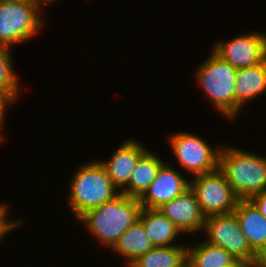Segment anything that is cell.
<instances>
[{"instance_id":"obj_15","label":"cell","mask_w":266,"mask_h":267,"mask_svg":"<svg viewBox=\"0 0 266 267\" xmlns=\"http://www.w3.org/2000/svg\"><path fill=\"white\" fill-rule=\"evenodd\" d=\"M164 163L157 154L147 150L137 161L128 184L120 193L139 199L157 177Z\"/></svg>"},{"instance_id":"obj_7","label":"cell","mask_w":266,"mask_h":267,"mask_svg":"<svg viewBox=\"0 0 266 267\" xmlns=\"http://www.w3.org/2000/svg\"><path fill=\"white\" fill-rule=\"evenodd\" d=\"M203 230L207 232V242L255 266L258 254L251 248L234 212L206 217Z\"/></svg>"},{"instance_id":"obj_14","label":"cell","mask_w":266,"mask_h":267,"mask_svg":"<svg viewBox=\"0 0 266 267\" xmlns=\"http://www.w3.org/2000/svg\"><path fill=\"white\" fill-rule=\"evenodd\" d=\"M266 92V59L255 66L237 69L235 80V118L243 105Z\"/></svg>"},{"instance_id":"obj_9","label":"cell","mask_w":266,"mask_h":267,"mask_svg":"<svg viewBox=\"0 0 266 267\" xmlns=\"http://www.w3.org/2000/svg\"><path fill=\"white\" fill-rule=\"evenodd\" d=\"M218 41L213 51L233 68L258 65L266 59V34L252 32L225 42Z\"/></svg>"},{"instance_id":"obj_21","label":"cell","mask_w":266,"mask_h":267,"mask_svg":"<svg viewBox=\"0 0 266 267\" xmlns=\"http://www.w3.org/2000/svg\"><path fill=\"white\" fill-rule=\"evenodd\" d=\"M16 100L3 88L0 87V129L4 126L5 110L7 105L13 104Z\"/></svg>"},{"instance_id":"obj_12","label":"cell","mask_w":266,"mask_h":267,"mask_svg":"<svg viewBox=\"0 0 266 267\" xmlns=\"http://www.w3.org/2000/svg\"><path fill=\"white\" fill-rule=\"evenodd\" d=\"M143 144L135 140H127L116 149L107 161H100L106 169L112 183L118 188H124L132 175L139 158L146 152Z\"/></svg>"},{"instance_id":"obj_3","label":"cell","mask_w":266,"mask_h":267,"mask_svg":"<svg viewBox=\"0 0 266 267\" xmlns=\"http://www.w3.org/2000/svg\"><path fill=\"white\" fill-rule=\"evenodd\" d=\"M72 177L68 198L77 220L86 211L99 207L120 194L99 161L83 164Z\"/></svg>"},{"instance_id":"obj_6","label":"cell","mask_w":266,"mask_h":267,"mask_svg":"<svg viewBox=\"0 0 266 267\" xmlns=\"http://www.w3.org/2000/svg\"><path fill=\"white\" fill-rule=\"evenodd\" d=\"M190 188L195 193L205 218L232 213L239 201L219 168L210 173L194 176L190 181Z\"/></svg>"},{"instance_id":"obj_23","label":"cell","mask_w":266,"mask_h":267,"mask_svg":"<svg viewBox=\"0 0 266 267\" xmlns=\"http://www.w3.org/2000/svg\"><path fill=\"white\" fill-rule=\"evenodd\" d=\"M250 200L255 204L260 213L266 219V189L252 196Z\"/></svg>"},{"instance_id":"obj_8","label":"cell","mask_w":266,"mask_h":267,"mask_svg":"<svg viewBox=\"0 0 266 267\" xmlns=\"http://www.w3.org/2000/svg\"><path fill=\"white\" fill-rule=\"evenodd\" d=\"M171 149L179 164L192 176L210 173L218 169L220 147L212 149L205 140L195 134L176 132L170 137Z\"/></svg>"},{"instance_id":"obj_28","label":"cell","mask_w":266,"mask_h":267,"mask_svg":"<svg viewBox=\"0 0 266 267\" xmlns=\"http://www.w3.org/2000/svg\"><path fill=\"white\" fill-rule=\"evenodd\" d=\"M182 267H190L188 262H186Z\"/></svg>"},{"instance_id":"obj_22","label":"cell","mask_w":266,"mask_h":267,"mask_svg":"<svg viewBox=\"0 0 266 267\" xmlns=\"http://www.w3.org/2000/svg\"><path fill=\"white\" fill-rule=\"evenodd\" d=\"M7 210L1 217H0V241L5 237L7 233L14 230L16 227H18L20 224H22V221H15L10 220V218L7 217ZM14 228V229H13Z\"/></svg>"},{"instance_id":"obj_18","label":"cell","mask_w":266,"mask_h":267,"mask_svg":"<svg viewBox=\"0 0 266 267\" xmlns=\"http://www.w3.org/2000/svg\"><path fill=\"white\" fill-rule=\"evenodd\" d=\"M187 262V247L183 245L153 247L138 257L129 267H182Z\"/></svg>"},{"instance_id":"obj_24","label":"cell","mask_w":266,"mask_h":267,"mask_svg":"<svg viewBox=\"0 0 266 267\" xmlns=\"http://www.w3.org/2000/svg\"><path fill=\"white\" fill-rule=\"evenodd\" d=\"M254 267H266V246L257 256V261Z\"/></svg>"},{"instance_id":"obj_19","label":"cell","mask_w":266,"mask_h":267,"mask_svg":"<svg viewBox=\"0 0 266 267\" xmlns=\"http://www.w3.org/2000/svg\"><path fill=\"white\" fill-rule=\"evenodd\" d=\"M202 242L195 247H187V262L190 267H226L236 260L222 247Z\"/></svg>"},{"instance_id":"obj_29","label":"cell","mask_w":266,"mask_h":267,"mask_svg":"<svg viewBox=\"0 0 266 267\" xmlns=\"http://www.w3.org/2000/svg\"><path fill=\"white\" fill-rule=\"evenodd\" d=\"M0 1H17V0H0Z\"/></svg>"},{"instance_id":"obj_20","label":"cell","mask_w":266,"mask_h":267,"mask_svg":"<svg viewBox=\"0 0 266 267\" xmlns=\"http://www.w3.org/2000/svg\"><path fill=\"white\" fill-rule=\"evenodd\" d=\"M10 47L0 44V87H3L15 100L19 97L20 85L13 71Z\"/></svg>"},{"instance_id":"obj_10","label":"cell","mask_w":266,"mask_h":267,"mask_svg":"<svg viewBox=\"0 0 266 267\" xmlns=\"http://www.w3.org/2000/svg\"><path fill=\"white\" fill-rule=\"evenodd\" d=\"M188 188H190V181L181 176L173 167L164 163L157 177L139 198V202L142 208L158 209Z\"/></svg>"},{"instance_id":"obj_4","label":"cell","mask_w":266,"mask_h":267,"mask_svg":"<svg viewBox=\"0 0 266 267\" xmlns=\"http://www.w3.org/2000/svg\"><path fill=\"white\" fill-rule=\"evenodd\" d=\"M195 71L207 98L218 112L229 119H235V80L237 69L218 56L213 50L209 58Z\"/></svg>"},{"instance_id":"obj_1","label":"cell","mask_w":266,"mask_h":267,"mask_svg":"<svg viewBox=\"0 0 266 267\" xmlns=\"http://www.w3.org/2000/svg\"><path fill=\"white\" fill-rule=\"evenodd\" d=\"M141 209L138 198L120 193L99 207L86 211L78 219L86 224L102 246L112 248L120 236L139 220Z\"/></svg>"},{"instance_id":"obj_17","label":"cell","mask_w":266,"mask_h":267,"mask_svg":"<svg viewBox=\"0 0 266 267\" xmlns=\"http://www.w3.org/2000/svg\"><path fill=\"white\" fill-rule=\"evenodd\" d=\"M153 247L154 245L149 239L143 223L137 220L120 236L111 249L116 251L124 259L126 258V263L129 266L138 257L145 255Z\"/></svg>"},{"instance_id":"obj_26","label":"cell","mask_w":266,"mask_h":267,"mask_svg":"<svg viewBox=\"0 0 266 267\" xmlns=\"http://www.w3.org/2000/svg\"><path fill=\"white\" fill-rule=\"evenodd\" d=\"M8 210V207L5 204H0V217Z\"/></svg>"},{"instance_id":"obj_2","label":"cell","mask_w":266,"mask_h":267,"mask_svg":"<svg viewBox=\"0 0 266 267\" xmlns=\"http://www.w3.org/2000/svg\"><path fill=\"white\" fill-rule=\"evenodd\" d=\"M219 170L239 199L266 189V158L238 148L220 147Z\"/></svg>"},{"instance_id":"obj_11","label":"cell","mask_w":266,"mask_h":267,"mask_svg":"<svg viewBox=\"0 0 266 267\" xmlns=\"http://www.w3.org/2000/svg\"><path fill=\"white\" fill-rule=\"evenodd\" d=\"M158 210L173 222L182 234L204 229L205 217L191 188L163 204Z\"/></svg>"},{"instance_id":"obj_13","label":"cell","mask_w":266,"mask_h":267,"mask_svg":"<svg viewBox=\"0 0 266 267\" xmlns=\"http://www.w3.org/2000/svg\"><path fill=\"white\" fill-rule=\"evenodd\" d=\"M234 213L251 248L259 254L266 246V219L250 199H239Z\"/></svg>"},{"instance_id":"obj_16","label":"cell","mask_w":266,"mask_h":267,"mask_svg":"<svg viewBox=\"0 0 266 267\" xmlns=\"http://www.w3.org/2000/svg\"><path fill=\"white\" fill-rule=\"evenodd\" d=\"M139 220L154 247L174 246L172 242L182 232L158 209L142 208Z\"/></svg>"},{"instance_id":"obj_27","label":"cell","mask_w":266,"mask_h":267,"mask_svg":"<svg viewBox=\"0 0 266 267\" xmlns=\"http://www.w3.org/2000/svg\"><path fill=\"white\" fill-rule=\"evenodd\" d=\"M36 1H38V2H40L42 5L43 4H52V2L54 3V1H56V0H36Z\"/></svg>"},{"instance_id":"obj_25","label":"cell","mask_w":266,"mask_h":267,"mask_svg":"<svg viewBox=\"0 0 266 267\" xmlns=\"http://www.w3.org/2000/svg\"><path fill=\"white\" fill-rule=\"evenodd\" d=\"M226 267H254L250 262L242 259H236L233 263Z\"/></svg>"},{"instance_id":"obj_5","label":"cell","mask_w":266,"mask_h":267,"mask_svg":"<svg viewBox=\"0 0 266 267\" xmlns=\"http://www.w3.org/2000/svg\"><path fill=\"white\" fill-rule=\"evenodd\" d=\"M43 6L36 0L0 1V44L11 48L38 34Z\"/></svg>"}]
</instances>
